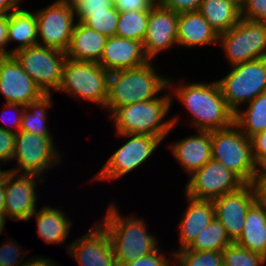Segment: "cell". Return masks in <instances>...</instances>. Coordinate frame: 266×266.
I'll list each match as a JSON object with an SVG mask.
<instances>
[{"label": "cell", "instance_id": "cell-40", "mask_svg": "<svg viewBox=\"0 0 266 266\" xmlns=\"http://www.w3.org/2000/svg\"><path fill=\"white\" fill-rule=\"evenodd\" d=\"M16 133L0 128V162L7 164L12 160L15 149Z\"/></svg>", "mask_w": 266, "mask_h": 266}, {"label": "cell", "instance_id": "cell-31", "mask_svg": "<svg viewBox=\"0 0 266 266\" xmlns=\"http://www.w3.org/2000/svg\"><path fill=\"white\" fill-rule=\"evenodd\" d=\"M149 11L119 12L116 36L143 43L147 31Z\"/></svg>", "mask_w": 266, "mask_h": 266}, {"label": "cell", "instance_id": "cell-5", "mask_svg": "<svg viewBox=\"0 0 266 266\" xmlns=\"http://www.w3.org/2000/svg\"><path fill=\"white\" fill-rule=\"evenodd\" d=\"M212 159L250 184L259 170L253 157L251 138L235 125L211 131Z\"/></svg>", "mask_w": 266, "mask_h": 266}, {"label": "cell", "instance_id": "cell-26", "mask_svg": "<svg viewBox=\"0 0 266 266\" xmlns=\"http://www.w3.org/2000/svg\"><path fill=\"white\" fill-rule=\"evenodd\" d=\"M18 45L10 49V56L18 50L37 45V18L35 12L19 7L8 16V45Z\"/></svg>", "mask_w": 266, "mask_h": 266}, {"label": "cell", "instance_id": "cell-19", "mask_svg": "<svg viewBox=\"0 0 266 266\" xmlns=\"http://www.w3.org/2000/svg\"><path fill=\"white\" fill-rule=\"evenodd\" d=\"M148 61L150 60L144 53L141 41L111 36L106 40L98 63L103 69L111 73L136 68L146 64Z\"/></svg>", "mask_w": 266, "mask_h": 266}, {"label": "cell", "instance_id": "cell-36", "mask_svg": "<svg viewBox=\"0 0 266 266\" xmlns=\"http://www.w3.org/2000/svg\"><path fill=\"white\" fill-rule=\"evenodd\" d=\"M12 240L5 239L4 244L0 246V266H23L26 262L24 257L26 258L27 252L22 251L23 247L14 239ZM22 252L24 255L21 254Z\"/></svg>", "mask_w": 266, "mask_h": 266}, {"label": "cell", "instance_id": "cell-48", "mask_svg": "<svg viewBox=\"0 0 266 266\" xmlns=\"http://www.w3.org/2000/svg\"><path fill=\"white\" fill-rule=\"evenodd\" d=\"M0 215H5V170L0 175Z\"/></svg>", "mask_w": 266, "mask_h": 266}, {"label": "cell", "instance_id": "cell-30", "mask_svg": "<svg viewBox=\"0 0 266 266\" xmlns=\"http://www.w3.org/2000/svg\"><path fill=\"white\" fill-rule=\"evenodd\" d=\"M232 243L225 228L214 218L210 224L198 234L188 249L194 251H223Z\"/></svg>", "mask_w": 266, "mask_h": 266}, {"label": "cell", "instance_id": "cell-16", "mask_svg": "<svg viewBox=\"0 0 266 266\" xmlns=\"http://www.w3.org/2000/svg\"><path fill=\"white\" fill-rule=\"evenodd\" d=\"M0 93L5 103L24 106L45 94L13 55L0 56Z\"/></svg>", "mask_w": 266, "mask_h": 266}, {"label": "cell", "instance_id": "cell-49", "mask_svg": "<svg viewBox=\"0 0 266 266\" xmlns=\"http://www.w3.org/2000/svg\"><path fill=\"white\" fill-rule=\"evenodd\" d=\"M5 224H6V216L0 215V235L2 234V232L4 230Z\"/></svg>", "mask_w": 266, "mask_h": 266}, {"label": "cell", "instance_id": "cell-14", "mask_svg": "<svg viewBox=\"0 0 266 266\" xmlns=\"http://www.w3.org/2000/svg\"><path fill=\"white\" fill-rule=\"evenodd\" d=\"M44 178L26 173L5 170V216L14 221H29L37 211L36 187ZM38 181V182H36ZM37 183V184H36Z\"/></svg>", "mask_w": 266, "mask_h": 266}, {"label": "cell", "instance_id": "cell-13", "mask_svg": "<svg viewBox=\"0 0 266 266\" xmlns=\"http://www.w3.org/2000/svg\"><path fill=\"white\" fill-rule=\"evenodd\" d=\"M186 183L185 195L198 200L212 201L245 185L235 173L214 159L194 171Z\"/></svg>", "mask_w": 266, "mask_h": 266}, {"label": "cell", "instance_id": "cell-3", "mask_svg": "<svg viewBox=\"0 0 266 266\" xmlns=\"http://www.w3.org/2000/svg\"><path fill=\"white\" fill-rule=\"evenodd\" d=\"M109 205L104 220H99V223L109 234L117 266L140 259L159 248L157 238L147 231L143 218L123 217L116 203Z\"/></svg>", "mask_w": 266, "mask_h": 266}, {"label": "cell", "instance_id": "cell-37", "mask_svg": "<svg viewBox=\"0 0 266 266\" xmlns=\"http://www.w3.org/2000/svg\"><path fill=\"white\" fill-rule=\"evenodd\" d=\"M241 17L266 23V0H245L241 6Z\"/></svg>", "mask_w": 266, "mask_h": 266}, {"label": "cell", "instance_id": "cell-7", "mask_svg": "<svg viewBox=\"0 0 266 266\" xmlns=\"http://www.w3.org/2000/svg\"><path fill=\"white\" fill-rule=\"evenodd\" d=\"M230 69L217 82L227 105L236 113L242 105L266 91V57L234 65Z\"/></svg>", "mask_w": 266, "mask_h": 266}, {"label": "cell", "instance_id": "cell-52", "mask_svg": "<svg viewBox=\"0 0 266 266\" xmlns=\"http://www.w3.org/2000/svg\"><path fill=\"white\" fill-rule=\"evenodd\" d=\"M54 1H70V0H54Z\"/></svg>", "mask_w": 266, "mask_h": 266}, {"label": "cell", "instance_id": "cell-39", "mask_svg": "<svg viewBox=\"0 0 266 266\" xmlns=\"http://www.w3.org/2000/svg\"><path fill=\"white\" fill-rule=\"evenodd\" d=\"M123 266H174V260L167 257L162 250L160 252V248H158L149 255L141 257L140 259H135Z\"/></svg>", "mask_w": 266, "mask_h": 266}, {"label": "cell", "instance_id": "cell-50", "mask_svg": "<svg viewBox=\"0 0 266 266\" xmlns=\"http://www.w3.org/2000/svg\"><path fill=\"white\" fill-rule=\"evenodd\" d=\"M259 168L266 173V160L259 166Z\"/></svg>", "mask_w": 266, "mask_h": 266}, {"label": "cell", "instance_id": "cell-6", "mask_svg": "<svg viewBox=\"0 0 266 266\" xmlns=\"http://www.w3.org/2000/svg\"><path fill=\"white\" fill-rule=\"evenodd\" d=\"M108 79L109 72L99 63L74 61L67 58L57 92L87 100L104 109L108 95Z\"/></svg>", "mask_w": 266, "mask_h": 266}, {"label": "cell", "instance_id": "cell-15", "mask_svg": "<svg viewBox=\"0 0 266 266\" xmlns=\"http://www.w3.org/2000/svg\"><path fill=\"white\" fill-rule=\"evenodd\" d=\"M179 14L157 2L149 11L147 31L143 41L146 57L153 61L162 54L177 47V27Z\"/></svg>", "mask_w": 266, "mask_h": 266}, {"label": "cell", "instance_id": "cell-22", "mask_svg": "<svg viewBox=\"0 0 266 266\" xmlns=\"http://www.w3.org/2000/svg\"><path fill=\"white\" fill-rule=\"evenodd\" d=\"M219 34L199 11L180 13L177 27V46L185 48L218 44Z\"/></svg>", "mask_w": 266, "mask_h": 266}, {"label": "cell", "instance_id": "cell-27", "mask_svg": "<svg viewBox=\"0 0 266 266\" xmlns=\"http://www.w3.org/2000/svg\"><path fill=\"white\" fill-rule=\"evenodd\" d=\"M198 11L218 34L229 31L241 19V7L232 0H202Z\"/></svg>", "mask_w": 266, "mask_h": 266}, {"label": "cell", "instance_id": "cell-23", "mask_svg": "<svg viewBox=\"0 0 266 266\" xmlns=\"http://www.w3.org/2000/svg\"><path fill=\"white\" fill-rule=\"evenodd\" d=\"M107 36L76 22L66 56L74 61L99 62Z\"/></svg>", "mask_w": 266, "mask_h": 266}, {"label": "cell", "instance_id": "cell-17", "mask_svg": "<svg viewBox=\"0 0 266 266\" xmlns=\"http://www.w3.org/2000/svg\"><path fill=\"white\" fill-rule=\"evenodd\" d=\"M95 224L86 234L66 244L68 254L81 266H117L108 232L99 222Z\"/></svg>", "mask_w": 266, "mask_h": 266}, {"label": "cell", "instance_id": "cell-4", "mask_svg": "<svg viewBox=\"0 0 266 266\" xmlns=\"http://www.w3.org/2000/svg\"><path fill=\"white\" fill-rule=\"evenodd\" d=\"M172 105L170 92H165L159 98L120 107L110 117L116 133L145 134L164 140L179 122L178 116L165 119Z\"/></svg>", "mask_w": 266, "mask_h": 266}, {"label": "cell", "instance_id": "cell-29", "mask_svg": "<svg viewBox=\"0 0 266 266\" xmlns=\"http://www.w3.org/2000/svg\"><path fill=\"white\" fill-rule=\"evenodd\" d=\"M52 93L44 94L36 101L25 106L21 120V131H26L40 136H52L46 122L47 110L53 105ZM47 124V125H46Z\"/></svg>", "mask_w": 266, "mask_h": 266}, {"label": "cell", "instance_id": "cell-51", "mask_svg": "<svg viewBox=\"0 0 266 266\" xmlns=\"http://www.w3.org/2000/svg\"><path fill=\"white\" fill-rule=\"evenodd\" d=\"M234 1L236 4H238L240 7L244 4L245 0H232Z\"/></svg>", "mask_w": 266, "mask_h": 266}, {"label": "cell", "instance_id": "cell-34", "mask_svg": "<svg viewBox=\"0 0 266 266\" xmlns=\"http://www.w3.org/2000/svg\"><path fill=\"white\" fill-rule=\"evenodd\" d=\"M119 11L112 6L106 12L90 13L81 23L85 26L106 35L116 36Z\"/></svg>", "mask_w": 266, "mask_h": 266}, {"label": "cell", "instance_id": "cell-25", "mask_svg": "<svg viewBox=\"0 0 266 266\" xmlns=\"http://www.w3.org/2000/svg\"><path fill=\"white\" fill-rule=\"evenodd\" d=\"M266 258V207L256 201L247 211L243 231L234 242Z\"/></svg>", "mask_w": 266, "mask_h": 266}, {"label": "cell", "instance_id": "cell-9", "mask_svg": "<svg viewBox=\"0 0 266 266\" xmlns=\"http://www.w3.org/2000/svg\"><path fill=\"white\" fill-rule=\"evenodd\" d=\"M117 137L128 138L125 144L115 150L108 158L106 164L95 174L94 180L114 181L133 170H137L150 156L162 140L145 134H121Z\"/></svg>", "mask_w": 266, "mask_h": 266}, {"label": "cell", "instance_id": "cell-45", "mask_svg": "<svg viewBox=\"0 0 266 266\" xmlns=\"http://www.w3.org/2000/svg\"><path fill=\"white\" fill-rule=\"evenodd\" d=\"M8 16L9 14H0V56H10V50H7Z\"/></svg>", "mask_w": 266, "mask_h": 266}, {"label": "cell", "instance_id": "cell-38", "mask_svg": "<svg viewBox=\"0 0 266 266\" xmlns=\"http://www.w3.org/2000/svg\"><path fill=\"white\" fill-rule=\"evenodd\" d=\"M6 106L4 105V110H2V114L0 116V122H4L5 124L7 123V125L9 124L10 126H3V125H0V128H2L3 130H7V131H10V132H13V133H18L21 129V120H22V115L24 113V110H25V106L22 105V104H13V103H5ZM10 110H14V112L16 111L17 113H14L16 114L15 115V118L14 116L11 117V118H14L13 120L8 116L7 119H5L7 117V115H9L8 113L4 112V111H7L9 112ZM6 113V115H5ZM12 113V112H10ZM12 127V128H11Z\"/></svg>", "mask_w": 266, "mask_h": 266}, {"label": "cell", "instance_id": "cell-20", "mask_svg": "<svg viewBox=\"0 0 266 266\" xmlns=\"http://www.w3.org/2000/svg\"><path fill=\"white\" fill-rule=\"evenodd\" d=\"M196 132L169 145L173 157L189 176L212 159L211 131Z\"/></svg>", "mask_w": 266, "mask_h": 266}, {"label": "cell", "instance_id": "cell-32", "mask_svg": "<svg viewBox=\"0 0 266 266\" xmlns=\"http://www.w3.org/2000/svg\"><path fill=\"white\" fill-rule=\"evenodd\" d=\"M171 253L174 266H223L222 251H194L185 248Z\"/></svg>", "mask_w": 266, "mask_h": 266}, {"label": "cell", "instance_id": "cell-35", "mask_svg": "<svg viewBox=\"0 0 266 266\" xmlns=\"http://www.w3.org/2000/svg\"><path fill=\"white\" fill-rule=\"evenodd\" d=\"M76 21L82 22L90 13L106 12L113 0H70Z\"/></svg>", "mask_w": 266, "mask_h": 266}, {"label": "cell", "instance_id": "cell-10", "mask_svg": "<svg viewBox=\"0 0 266 266\" xmlns=\"http://www.w3.org/2000/svg\"><path fill=\"white\" fill-rule=\"evenodd\" d=\"M12 55L45 94L59 89L67 59L65 52L37 44Z\"/></svg>", "mask_w": 266, "mask_h": 266}, {"label": "cell", "instance_id": "cell-44", "mask_svg": "<svg viewBox=\"0 0 266 266\" xmlns=\"http://www.w3.org/2000/svg\"><path fill=\"white\" fill-rule=\"evenodd\" d=\"M253 157L260 166L266 160V129L251 137Z\"/></svg>", "mask_w": 266, "mask_h": 266}, {"label": "cell", "instance_id": "cell-42", "mask_svg": "<svg viewBox=\"0 0 266 266\" xmlns=\"http://www.w3.org/2000/svg\"><path fill=\"white\" fill-rule=\"evenodd\" d=\"M165 8L180 14L184 12L198 11L202 0H158Z\"/></svg>", "mask_w": 266, "mask_h": 266}, {"label": "cell", "instance_id": "cell-28", "mask_svg": "<svg viewBox=\"0 0 266 266\" xmlns=\"http://www.w3.org/2000/svg\"><path fill=\"white\" fill-rule=\"evenodd\" d=\"M234 124L249 138L266 129V91L234 113Z\"/></svg>", "mask_w": 266, "mask_h": 266}, {"label": "cell", "instance_id": "cell-8", "mask_svg": "<svg viewBox=\"0 0 266 266\" xmlns=\"http://www.w3.org/2000/svg\"><path fill=\"white\" fill-rule=\"evenodd\" d=\"M218 44L223 48L230 67L266 57V23L245 18L229 31L219 34Z\"/></svg>", "mask_w": 266, "mask_h": 266}, {"label": "cell", "instance_id": "cell-47", "mask_svg": "<svg viewBox=\"0 0 266 266\" xmlns=\"http://www.w3.org/2000/svg\"><path fill=\"white\" fill-rule=\"evenodd\" d=\"M23 0H0V14H10L16 11Z\"/></svg>", "mask_w": 266, "mask_h": 266}, {"label": "cell", "instance_id": "cell-1", "mask_svg": "<svg viewBox=\"0 0 266 266\" xmlns=\"http://www.w3.org/2000/svg\"><path fill=\"white\" fill-rule=\"evenodd\" d=\"M171 79L173 77L168 79V89L172 90L171 103L177 97L192 115L189 122L196 131L220 130L234 124V112L227 105L217 81L176 85Z\"/></svg>", "mask_w": 266, "mask_h": 266}, {"label": "cell", "instance_id": "cell-2", "mask_svg": "<svg viewBox=\"0 0 266 266\" xmlns=\"http://www.w3.org/2000/svg\"><path fill=\"white\" fill-rule=\"evenodd\" d=\"M153 61L127 70L109 73L105 108L111 116L118 108L159 98L167 91L169 77L157 73ZM158 95V96H157Z\"/></svg>", "mask_w": 266, "mask_h": 266}, {"label": "cell", "instance_id": "cell-11", "mask_svg": "<svg viewBox=\"0 0 266 266\" xmlns=\"http://www.w3.org/2000/svg\"><path fill=\"white\" fill-rule=\"evenodd\" d=\"M53 136H40L26 131L16 133L15 149L12 160L18 165L10 171L16 173L43 174L58 166L62 155L56 149Z\"/></svg>", "mask_w": 266, "mask_h": 266}, {"label": "cell", "instance_id": "cell-18", "mask_svg": "<svg viewBox=\"0 0 266 266\" xmlns=\"http://www.w3.org/2000/svg\"><path fill=\"white\" fill-rule=\"evenodd\" d=\"M254 202L255 195L251 184H245L240 189L213 200L215 218L225 228L233 243L240 237L247 211Z\"/></svg>", "mask_w": 266, "mask_h": 266}, {"label": "cell", "instance_id": "cell-21", "mask_svg": "<svg viewBox=\"0 0 266 266\" xmlns=\"http://www.w3.org/2000/svg\"><path fill=\"white\" fill-rule=\"evenodd\" d=\"M188 206L179 221V250L188 248L198 234L215 218V207L212 200H198L185 195Z\"/></svg>", "mask_w": 266, "mask_h": 266}, {"label": "cell", "instance_id": "cell-24", "mask_svg": "<svg viewBox=\"0 0 266 266\" xmlns=\"http://www.w3.org/2000/svg\"><path fill=\"white\" fill-rule=\"evenodd\" d=\"M31 215L35 217L38 237L47 244H63L67 240L72 228V221L62 209L51 207L48 204L37 209Z\"/></svg>", "mask_w": 266, "mask_h": 266}, {"label": "cell", "instance_id": "cell-43", "mask_svg": "<svg viewBox=\"0 0 266 266\" xmlns=\"http://www.w3.org/2000/svg\"><path fill=\"white\" fill-rule=\"evenodd\" d=\"M250 184L254 190L255 201L266 207V173L259 168Z\"/></svg>", "mask_w": 266, "mask_h": 266}, {"label": "cell", "instance_id": "cell-41", "mask_svg": "<svg viewBox=\"0 0 266 266\" xmlns=\"http://www.w3.org/2000/svg\"><path fill=\"white\" fill-rule=\"evenodd\" d=\"M158 0H113V6L119 12L150 11Z\"/></svg>", "mask_w": 266, "mask_h": 266}, {"label": "cell", "instance_id": "cell-46", "mask_svg": "<svg viewBox=\"0 0 266 266\" xmlns=\"http://www.w3.org/2000/svg\"><path fill=\"white\" fill-rule=\"evenodd\" d=\"M56 261L49 259L48 257H39L36 256L34 258V255L32 258H29L26 260L25 264L23 266H57Z\"/></svg>", "mask_w": 266, "mask_h": 266}, {"label": "cell", "instance_id": "cell-12", "mask_svg": "<svg viewBox=\"0 0 266 266\" xmlns=\"http://www.w3.org/2000/svg\"><path fill=\"white\" fill-rule=\"evenodd\" d=\"M35 14L37 44L66 52L77 22L70 1H54Z\"/></svg>", "mask_w": 266, "mask_h": 266}, {"label": "cell", "instance_id": "cell-33", "mask_svg": "<svg viewBox=\"0 0 266 266\" xmlns=\"http://www.w3.org/2000/svg\"><path fill=\"white\" fill-rule=\"evenodd\" d=\"M223 266H266V258L232 243L222 251Z\"/></svg>", "mask_w": 266, "mask_h": 266}]
</instances>
